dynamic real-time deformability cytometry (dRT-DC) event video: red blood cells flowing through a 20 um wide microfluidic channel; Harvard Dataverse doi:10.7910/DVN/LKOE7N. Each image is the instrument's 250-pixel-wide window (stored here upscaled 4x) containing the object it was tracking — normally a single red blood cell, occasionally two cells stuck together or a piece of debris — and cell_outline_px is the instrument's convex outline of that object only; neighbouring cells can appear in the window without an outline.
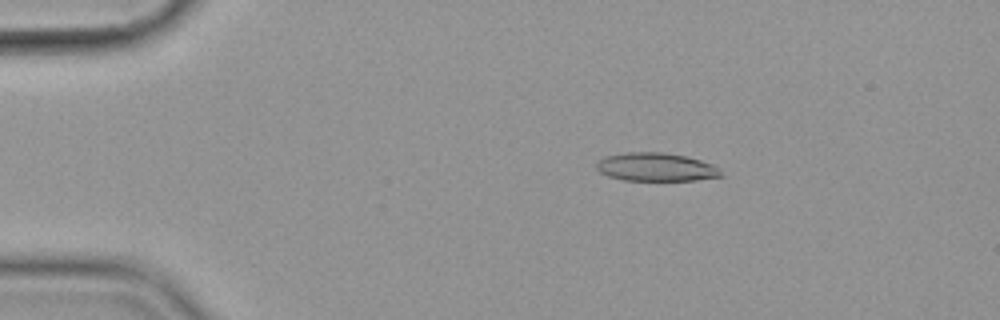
{"species": "common noctule bat (a hibernating species)", "species_latin": "Nyctalus noctula", "temperature_condition": "cold", "stored_images_in_passage": 54, "camera_frame_rate_fps": 3000, "um_per_image_px": 0.085, "animal": {"sex": "female", "body_mass_g": 19.9}, "frame": {"image": 1, "passage_image": 8, "time_ms": 2.333, "image_size_px": [1000, 320], "cell_outline_px": [[724, 176], [696, 180], [624, 180], [608, 176], [600, 172], [596, 168], [596, 164], [600, 160], [608, 156], [628, 152], [664, 152], [684, 156], [700, 160], [712, 164], [720, 168]], "centroid_in_image_um": [55.8, 14.2], "position_along_channel_um": 29.2, "area_um2": 20.46}}
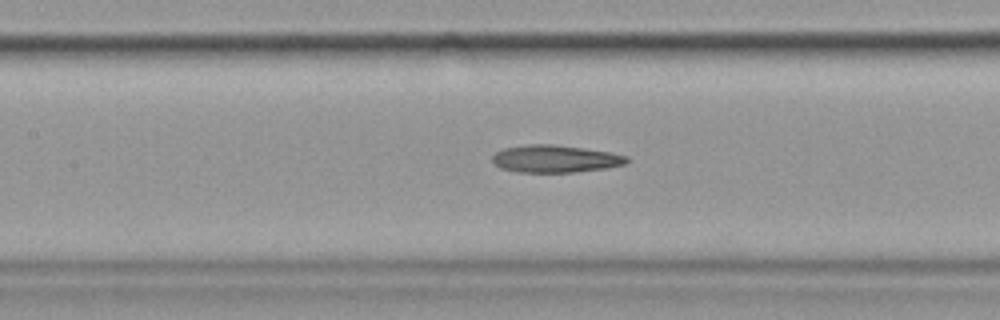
{"frame": {"image": 2, "passage_image": 24, "time_ms": 7.667, "image_size_px": [1000, 320], "cell_outline_px": [[628, 160], [624, 164], [608, 168], [572, 172], [516, 172], [500, 168], [492, 160], [492, 156], [496, 152], [504, 148], [528, 144], [552, 144], [608, 152], [628, 156]], "centroid_in_image_um": [47.16, 13.5], "position_along_channel_um": 160.2, "area_um2": 21.27}}
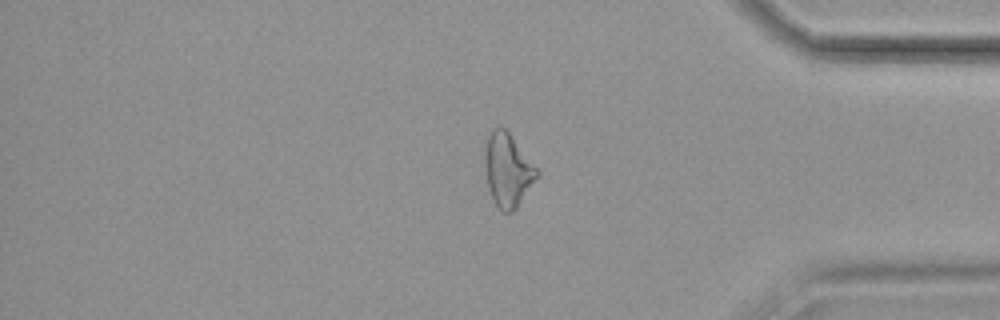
{"frame": {"image": 3, "passage_image": 45, "time_ms": 14.667, "image_size_px": [1000, 320], "cell_outline_px": [[540, 176], [516, 208], [512, 212], [504, 212], [496, 204], [488, 188], [484, 168], [484, 140], [492, 128], [500, 124], [508, 132], [540, 172]], "centroid_in_image_um": [43.13, 14.41], "position_along_channel_um": 392.1, "area_um2": 22.54}}